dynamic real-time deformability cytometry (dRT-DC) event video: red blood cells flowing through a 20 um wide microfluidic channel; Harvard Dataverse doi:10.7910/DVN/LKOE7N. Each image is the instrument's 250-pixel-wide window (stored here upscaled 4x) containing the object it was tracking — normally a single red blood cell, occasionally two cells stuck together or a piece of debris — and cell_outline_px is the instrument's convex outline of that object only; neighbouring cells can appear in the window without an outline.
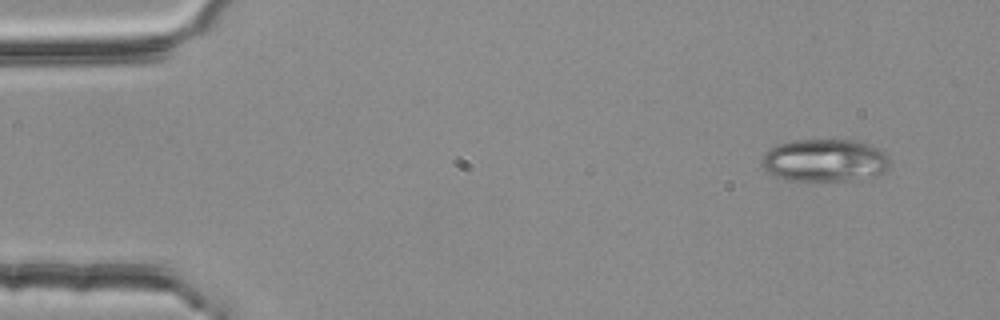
{"species": "common noctule bat (a hibernating species)", "species_latin": "Nyctalus noctula", "temperature_condition": "room temperature", "stored_images_in_passage": 2, "camera_frame_rate_fps": 3000, "um_per_image_px": 0.085, "animal": {"sex": "female", "body_mass_g": 25.1}, "frame": {"image": 1, "passage_image": 2, "time_ms": 0.333, "image_size_px": [1000, 320], "cell_outline_px": [[888, 168], [884, 172], [876, 176], [848, 180], [792, 180], [772, 176], [760, 164], [764, 152], [768, 148], [792, 140], [852, 140], [872, 144], [884, 152], [888, 156]], "centroid_in_image_um": [70.08, 13.62], "position_along_channel_um": 14.9, "area_um2": 31.91}}